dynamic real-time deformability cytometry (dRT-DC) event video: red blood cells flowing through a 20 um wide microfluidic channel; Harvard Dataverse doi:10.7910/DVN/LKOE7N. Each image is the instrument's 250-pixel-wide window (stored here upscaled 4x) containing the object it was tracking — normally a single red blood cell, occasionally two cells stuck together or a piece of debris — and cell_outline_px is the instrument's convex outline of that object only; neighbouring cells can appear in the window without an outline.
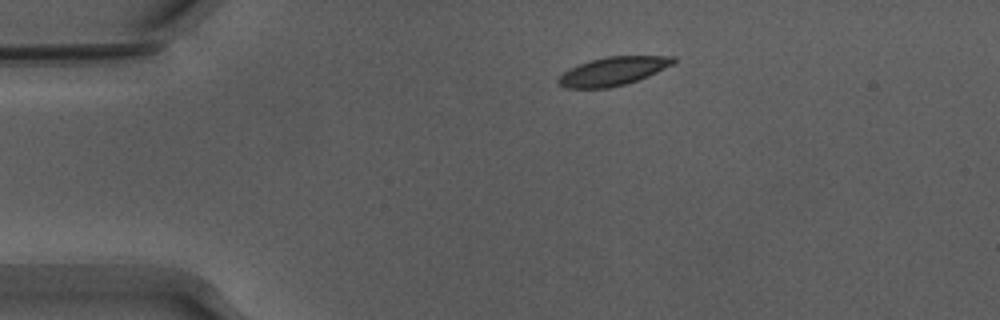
{"species": "Egyptian fruit bat (a non-hibernating species)", "species_latin": "Rousettus aegyptiacus", "temperature_condition": "warm", "stored_images_in_passage": 44, "camera_frame_rate_fps": 3000, "um_per_image_px": 0.085, "animal": {"sex": "male"}, "frame": {"image": 1, "passage_image": 1, "time_ms": 0.0, "image_size_px": [1000, 320], "cell_outline_px": [[676, 60], [672, 64], [648, 76], [624, 84], [608, 88], [568, 88], [560, 84], [556, 80], [564, 72], [580, 64], [592, 60], [608, 56], [676, 56]], "centroid_in_image_um": [52.12, 6.05], "position_along_channel_um": 32.9, "area_um2": 18.67}}
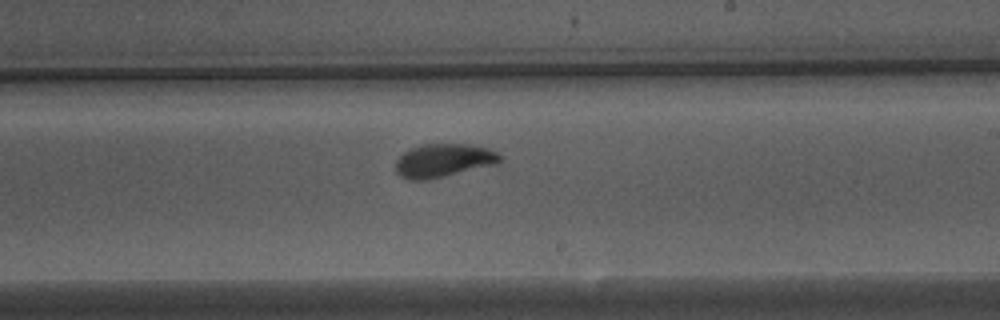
{"frame": {"image": 2, "passage_image": 22, "time_ms": 7.0, "image_size_px": [1000, 320], "cell_outline_px": [[504, 160], [496, 164], [428, 180], [408, 180], [400, 176], [396, 172], [396, 160], [408, 148], [424, 144], [468, 144], [488, 148], [504, 156]], "centroid_in_image_um": [37.71, 13.64], "position_along_channel_um": 251.3, "area_um2": 20.52}}
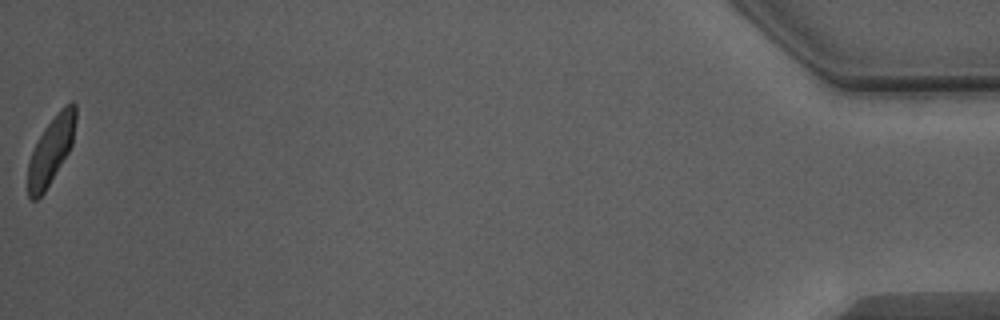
{"frame": {"image": 3, "passage_image": 44, "time_ms": 14.333, "image_size_px": [1000, 320], "cell_outline_px": [[76, 120], [72, 144], [68, 152], [44, 192], [36, 200], [32, 200], [28, 196], [28, 164], [32, 152], [44, 128], [72, 100], [76, 104]], "centroid_in_image_um": [4.34, 12.8], "position_along_channel_um": 430.9, "area_um2": 18.03}, "authors_computed_cell_mechanics": {"area_um2": 19.7387, "velocity_mm_per_s": 3.8427, "shape_relaxation_time_tau1_ms": 2.5108, "shape_relaxation_time_tau2_ms": 0.9911, "deformation_change_tau1": 0.1502, "deformation_change_tau2": 0.0732}}